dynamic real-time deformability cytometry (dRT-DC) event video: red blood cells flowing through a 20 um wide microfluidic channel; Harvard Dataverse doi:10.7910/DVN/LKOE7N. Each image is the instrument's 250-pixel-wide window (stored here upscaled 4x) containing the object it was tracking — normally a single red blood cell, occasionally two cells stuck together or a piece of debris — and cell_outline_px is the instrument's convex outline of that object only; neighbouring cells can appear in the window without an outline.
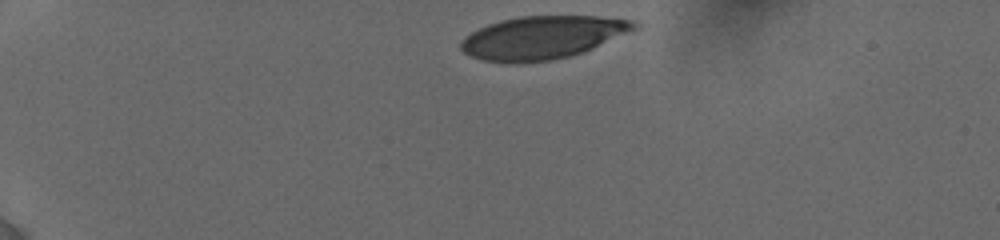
{"species": "human", "species_latin": "Homo sapiens", "temperature_condition": "cold", "stored_images_in_passage": 13, "camera_frame_rate_fps": 3000, "um_per_image_px": 0.085, "donor": {"sex": "female"}, "frame": {"image": 1, "passage_image": 1, "time_ms": 0.0, "image_size_px": [1000, 240], "cell_outline_px": [[640, 28], [584, 52], [552, 60], [516, 64], [480, 60], [464, 52], [460, 48], [460, 44], [464, 36], [488, 24], [500, 20], [520, 16], [600, 16], [632, 20], [640, 24]], "centroid_in_image_um": [46.13, 3.19], "position_along_channel_um": 38.9, "area_um2": 43.75}}
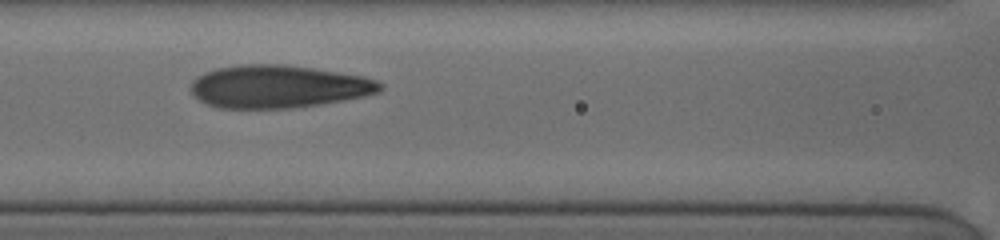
{"frame": {"image": 2, "passage_image": 11, "time_ms": 4.667, "image_size_px": [1000, 240], "cell_outline_px": [[384, 88], [380, 92], [364, 96], [344, 100], [320, 104], [292, 108], [220, 108], [208, 104], [192, 96], [188, 88], [192, 80], [196, 76], [204, 72], [216, 68], [240, 64], [284, 64], [312, 68], [364, 76], [376, 80], [384, 84]], "centroid_in_image_um": [23.63, 7.35], "position_along_channel_um": 143.0, "area_um2": 47.63}}
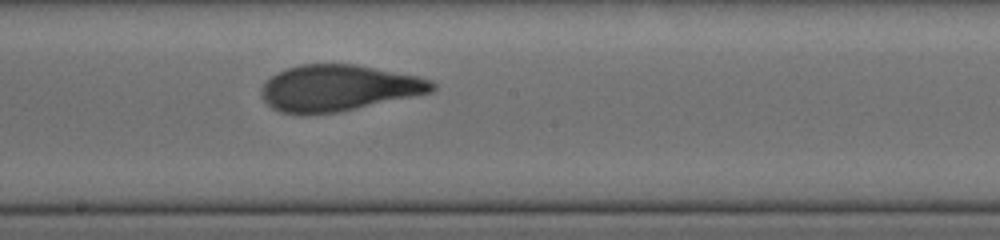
{"frame": {"image": 3, "passage_image": 13, "time_ms": 6.667, "image_size_px": [1000, 240], "cell_outline_px": [[436, 88], [432, 92], [356, 108], [336, 112], [308, 116], [300, 116], [280, 112], [272, 108], [264, 100], [260, 92], [260, 88], [264, 80], [276, 72], [300, 64], [356, 64], [416, 76], [432, 80], [436, 84]], "centroid_in_image_um": [28.69, 7.49], "position_along_channel_um": 219.5, "area_um2": 46.36}}